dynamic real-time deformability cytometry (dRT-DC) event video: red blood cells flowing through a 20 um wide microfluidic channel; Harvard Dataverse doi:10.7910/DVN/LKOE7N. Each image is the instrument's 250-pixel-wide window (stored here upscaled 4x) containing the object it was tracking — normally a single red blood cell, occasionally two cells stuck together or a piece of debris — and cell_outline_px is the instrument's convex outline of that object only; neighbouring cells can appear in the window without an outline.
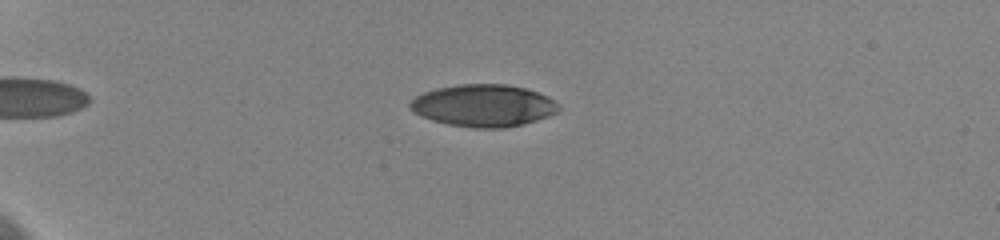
{"species": "human", "species_latin": "Homo sapiens", "temperature_condition": "cold", "stored_images_in_passage": 32, "camera_frame_rate_fps": 3000, "um_per_image_px": 0.085, "donor": {"sex": "female"}, "frame": {"image": 1, "passage_image": 14, "time_ms": 4.333, "image_size_px": [1000, 240], "cell_outline_px": [[560, 108], [556, 112], [548, 116], [536, 120], [504, 128], [472, 128], [448, 124], [432, 120], [420, 116], [412, 112], [408, 108], [408, 104], [416, 96], [424, 92], [436, 88], [460, 84], [504, 84], [524, 88], [548, 96]], "centroid_in_image_um": [41.03, 8.97], "position_along_channel_um": 44.0, "area_um2": 36.36}}